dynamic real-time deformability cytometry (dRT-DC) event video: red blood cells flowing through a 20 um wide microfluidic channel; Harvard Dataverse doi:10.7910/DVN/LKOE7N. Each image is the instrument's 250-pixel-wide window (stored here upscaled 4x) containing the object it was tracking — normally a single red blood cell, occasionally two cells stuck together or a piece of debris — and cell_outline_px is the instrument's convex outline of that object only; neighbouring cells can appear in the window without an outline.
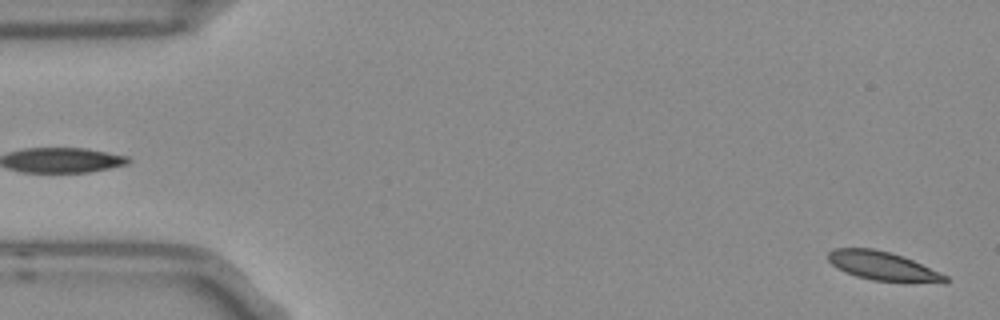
{"species": "Egyptian fruit bat (a non-hibernating species)", "species_latin": "Rousettus aegyptiacus", "temperature_condition": "room temperature", "stored_images_in_passage": 54, "segment_of_instrument_passage": [1, 2], "camera_frame_rate_fps": 3000, "um_per_image_px": 0.085, "frame": {"image": 1, "passage_image": 1, "time_ms": 0.0, "image_size_px": [1000, 320], "cell_outline_px": [[948, 280], [944, 284], [872, 280], [856, 276], [836, 268], [828, 260], [828, 252], [836, 248], [872, 248], [888, 252], [912, 260], [948, 276]], "centroid_in_image_um": [75.06, 22.63], "position_along_channel_um": 9.9, "area_um2": 19.59}}
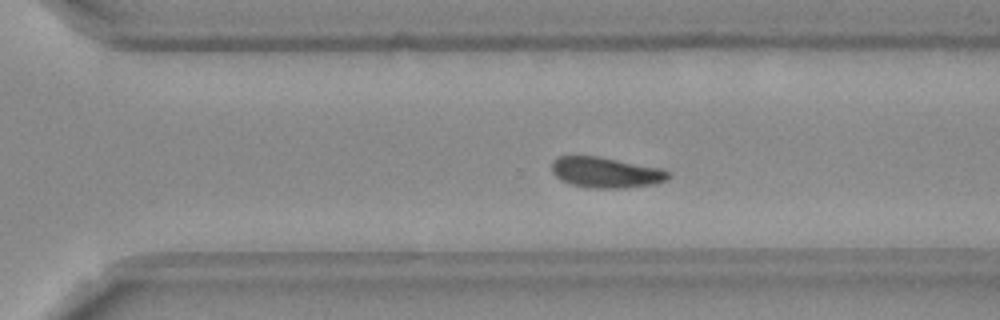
{"frame": {"image": 2, "passage_image": 36, "time_ms": 11.667, "image_size_px": [1000, 320], "cell_outline_px": [[672, 172], [668, 180], [656, 184], [624, 188], [588, 188], [572, 184], [560, 180], [552, 172], [552, 160], [560, 156], [600, 156], [660, 168]], "centroid_in_image_um": [51.52, 14.66], "position_along_channel_um": 319.1, "area_um2": 21.04}}
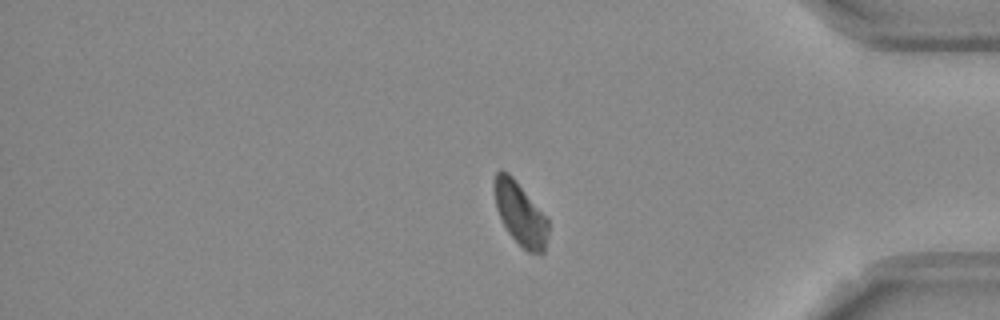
{"frame": {"image": 3, "passage_image": 44, "time_ms": 14.333, "image_size_px": [1000, 320], "cell_outline_px": [[548, 236], [544, 252], [540, 256], [528, 252], [508, 232], [496, 208], [492, 188], [496, 172], [500, 168], [508, 172], [512, 176], [548, 216]], "centroid_in_image_um": [44.23, 18.14], "position_along_channel_um": 391.0, "area_um2": 20.23}}